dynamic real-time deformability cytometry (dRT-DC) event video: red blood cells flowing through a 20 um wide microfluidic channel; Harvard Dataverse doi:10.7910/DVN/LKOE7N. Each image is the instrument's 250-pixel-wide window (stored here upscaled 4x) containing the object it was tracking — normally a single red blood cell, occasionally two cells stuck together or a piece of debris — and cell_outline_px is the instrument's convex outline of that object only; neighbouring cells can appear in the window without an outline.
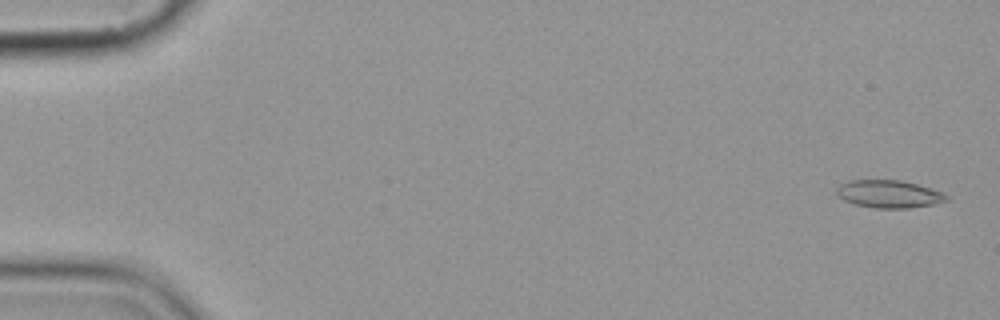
{"species": "common noctule bat (a hibernating species)", "species_latin": "Nyctalus noctula", "temperature_condition": "cold", "stored_images_in_passage": 5, "camera_frame_rate_fps": 3000, "um_per_image_px": 0.085, "animal": {"sex": "female", "body_mass_g": 19.9}, "frame": {"image": 1, "passage_image": 1, "time_ms": 0.0, "image_size_px": [1000, 320], "cell_outline_px": [[948, 200], [932, 204], [908, 208], [876, 208], [856, 204], [844, 200], [836, 196], [836, 188], [840, 184], [848, 180], [900, 180], [916, 184], [944, 192], [948, 196]], "centroid_in_image_um": [75.53, 16.48], "position_along_channel_um": 9.5, "area_um2": 17.69}}
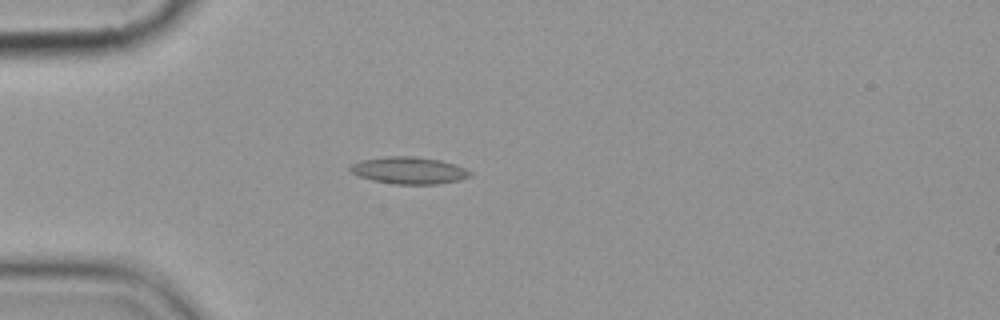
{"frame": {"image": 2, "passage_image": 5, "time_ms": 4.667, "image_size_px": [1000, 320], "cell_outline_px": [[472, 176], [460, 180], [436, 184], [392, 184], [372, 180], [360, 176], [352, 172], [348, 168], [352, 164], [360, 160], [384, 156], [416, 156], [440, 160], [464, 168], [472, 172]], "centroid_in_image_um": [34.76, 14.48], "position_along_channel_um": 50.2, "area_um2": 18.9}}